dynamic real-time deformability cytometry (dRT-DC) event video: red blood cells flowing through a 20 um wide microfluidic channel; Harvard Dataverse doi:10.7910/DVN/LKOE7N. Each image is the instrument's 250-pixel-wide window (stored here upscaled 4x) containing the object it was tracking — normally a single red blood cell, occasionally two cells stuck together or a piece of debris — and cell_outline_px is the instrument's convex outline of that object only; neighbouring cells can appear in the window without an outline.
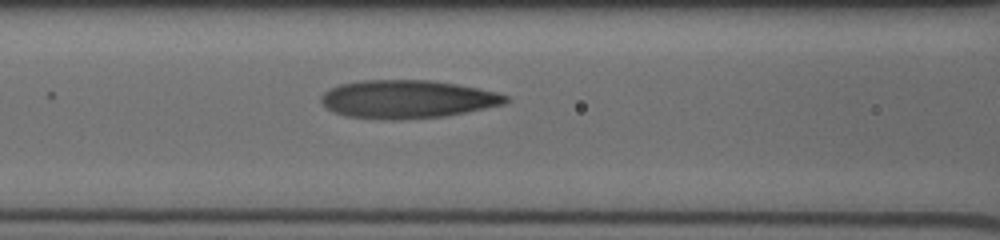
{"species": "human", "species_latin": "Homo sapiens", "temperature_condition": "cold", "stored_images_in_passage": 41, "camera_frame_rate_fps": 3000, "um_per_image_px": 0.085, "donor": {"sex": "male"}, "frame": {"image": 1, "passage_image": 20, "time_ms": 6.333, "image_size_px": [1000, 240], "cell_outline_px": [[508, 100], [504, 104], [444, 116], [400, 120], [388, 120], [348, 116], [336, 112], [328, 108], [320, 100], [320, 96], [324, 92], [340, 84], [360, 80], [432, 80], [480, 88], [496, 92], [508, 96]], "centroid_in_image_um": [34.62, 8.42], "position_along_channel_um": 132.0, "area_um2": 40.86}}
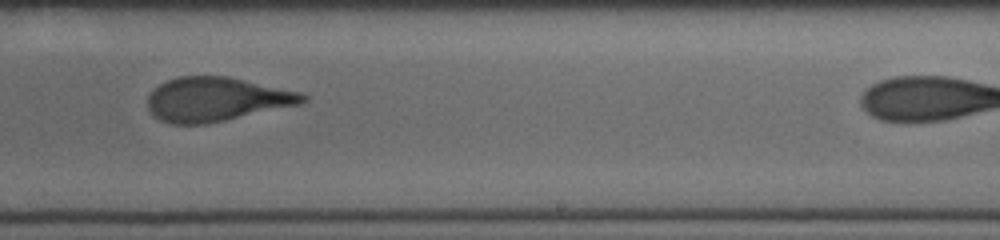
{"frame": {"image": 2, "passage_image": 30, "time_ms": 9.667, "image_size_px": [1000, 240], "cell_outline_px": [[308, 100], [300, 104], [224, 120], [204, 124], [172, 124], [160, 120], [148, 108], [148, 96], [160, 84], [168, 80], [180, 76], [228, 76], [300, 92], [308, 96]], "centroid_in_image_um": [18.4, 8.43], "position_along_channel_um": 270.6, "area_um2": 39.36}}
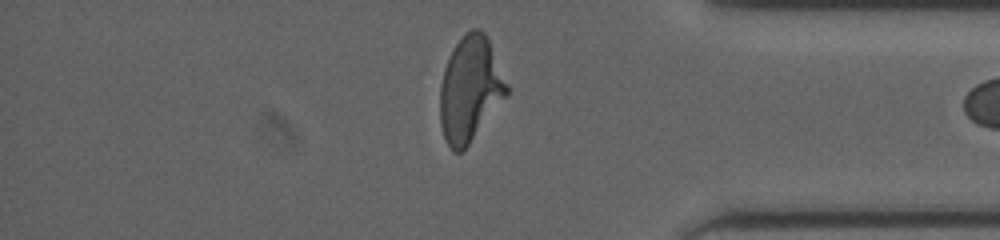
{"frame": {"image": 3, "passage_image": 40, "time_ms": 13.0, "image_size_px": [1000, 240], "cell_outline_px": [[508, 96], [468, 144], [460, 152], [452, 152], [444, 136], [440, 124], [440, 84], [444, 68], [456, 44], [472, 28], [480, 28], [484, 32], [488, 40], [508, 84]], "centroid_in_image_um": [39.96, 7.6], "position_along_channel_um": 395.2, "area_um2": 40.4}}